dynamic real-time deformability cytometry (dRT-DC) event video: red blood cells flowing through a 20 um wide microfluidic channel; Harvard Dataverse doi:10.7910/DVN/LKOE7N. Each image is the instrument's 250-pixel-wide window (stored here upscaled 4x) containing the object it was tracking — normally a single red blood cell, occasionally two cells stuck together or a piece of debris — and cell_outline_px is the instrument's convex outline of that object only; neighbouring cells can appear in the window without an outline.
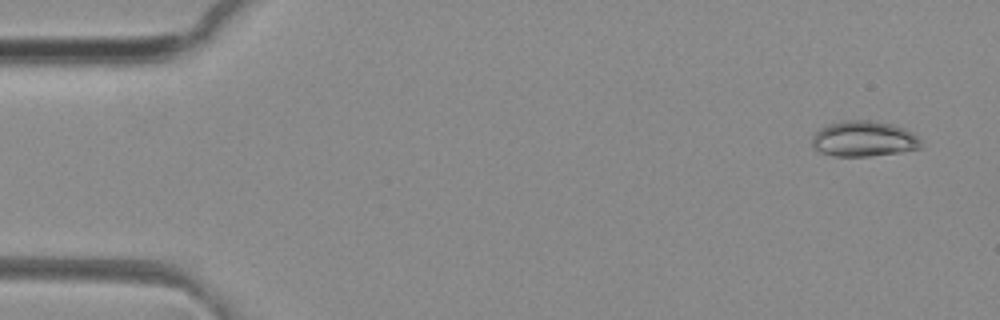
{"species": "common noctule bat (a hibernating species)", "species_latin": "Nyctalus noctula", "temperature_condition": "room temperature", "stored_images_in_passage": 46, "camera_frame_rate_fps": 3000, "um_per_image_px": 0.085, "animal": {"sex": "female", "body_mass_g": 29.2, "forearm_length_mm": 56.3}, "frame": {"image": 1, "passage_image": 3, "time_ms": 0.667, "image_size_px": [1000, 320], "cell_outline_px": [[924, 140], [920, 148], [900, 152], [868, 156], [832, 156], [820, 152], [812, 144], [812, 136], [820, 128], [828, 124], [844, 120], [872, 120], [892, 124], [904, 128], [920, 136]], "centroid_in_image_um": [73.46, 11.79], "position_along_channel_um": 11.5, "area_um2": 22.83}}
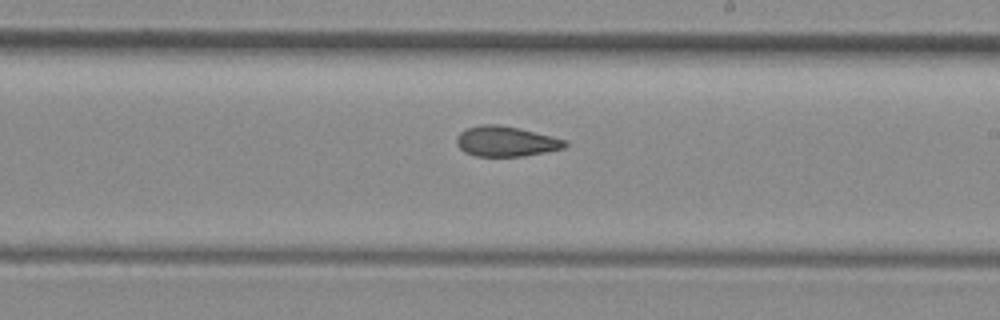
{"frame": {"image": 2, "passage_image": 29, "time_ms": 9.333, "image_size_px": [1000, 320], "cell_outline_px": [[568, 144], [564, 148], [524, 156], [476, 156], [464, 152], [456, 144], [456, 136], [460, 132], [468, 128], [480, 124], [496, 124], [520, 128], [568, 140]], "centroid_in_image_um": [43.0, 12.01], "position_along_channel_um": 246.0, "area_um2": 19.19}}
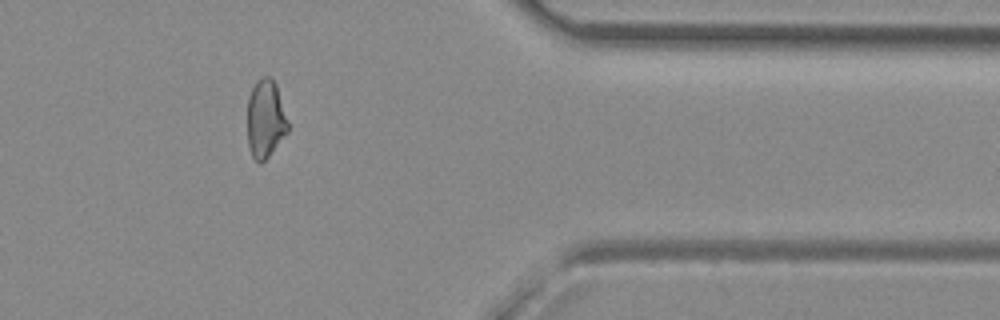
{"frame": {"image": 3, "passage_image": 41, "time_ms": 13.333, "image_size_px": [1000, 320], "cell_outline_px": [[288, 132], [268, 156], [260, 164], [252, 156], [248, 144], [248, 96], [256, 80], [264, 76], [268, 76], [276, 84], [288, 120]], "centroid_in_image_um": [22.56, 10.09], "position_along_channel_um": 388.8, "area_um2": 18.38}, "authors_computed_cell_mechanics": {"area_um2": 19.7387, "velocity_mm_per_s": 4.1425, "shape_relaxation_time_tau1_ms": null, "shape_relaxation_time_tau2_ms": 3.8531, "deformation_change_tau1": null, "deformation_change_tau2": 0.0965}}